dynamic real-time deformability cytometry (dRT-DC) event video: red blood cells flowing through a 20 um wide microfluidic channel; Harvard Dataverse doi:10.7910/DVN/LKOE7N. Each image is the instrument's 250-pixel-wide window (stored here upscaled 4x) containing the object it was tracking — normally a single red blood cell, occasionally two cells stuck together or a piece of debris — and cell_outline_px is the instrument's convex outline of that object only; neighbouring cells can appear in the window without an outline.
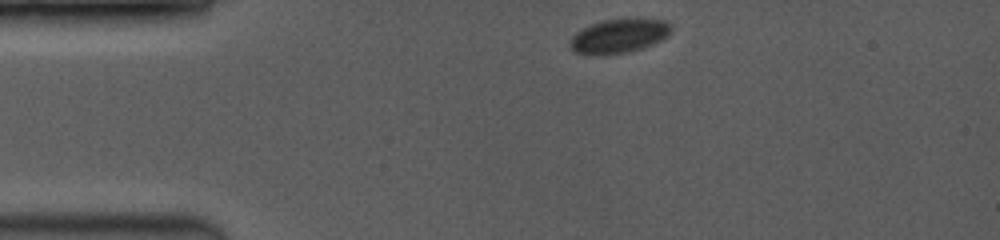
{"species": "common noctule bat (a hibernating species)", "species_latin": "Nyctalus noctula", "temperature_condition": "room temperature", "stored_images_in_passage": 4, "camera_frame_rate_fps": 3500, "um_per_image_px": 0.085, "animal": {"sex": "female", "body_mass_g": 19.0, "forearm_length_mm": 53.3}, "frame": {"image": 1, "passage_image": 1, "time_ms": 0.0, "image_size_px": [1000, 240], "cell_outline_px": [[668, 36], [652, 44], [628, 52], [576, 52], [572, 48], [572, 36], [576, 32], [592, 24], [604, 20], [664, 20], [668, 24]], "centroid_in_image_um": [52.63, 3.03], "position_along_channel_um": 32.4, "area_um2": 18.5}}
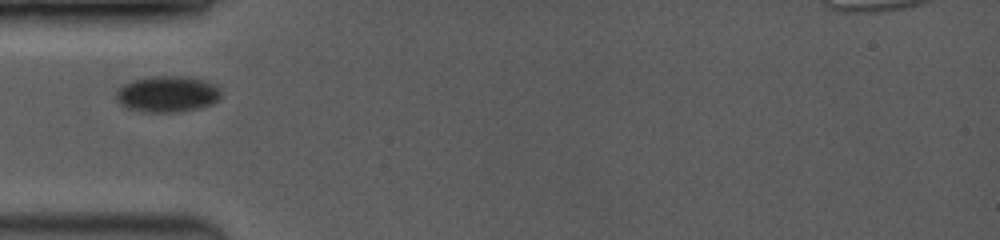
{"frame": {"image": 2, "passage_image": 3, "time_ms": 2.286, "image_size_px": [1000, 240], "cell_outline_px": [[220, 96], [212, 104], [200, 108], [176, 112], [144, 112], [124, 108], [116, 100], [116, 92], [120, 84], [132, 80], [152, 76], [184, 76], [204, 80], [220, 88]], "centroid_in_image_um": [14.16, 7.99], "position_along_channel_um": 70.8, "area_um2": 22.37}}